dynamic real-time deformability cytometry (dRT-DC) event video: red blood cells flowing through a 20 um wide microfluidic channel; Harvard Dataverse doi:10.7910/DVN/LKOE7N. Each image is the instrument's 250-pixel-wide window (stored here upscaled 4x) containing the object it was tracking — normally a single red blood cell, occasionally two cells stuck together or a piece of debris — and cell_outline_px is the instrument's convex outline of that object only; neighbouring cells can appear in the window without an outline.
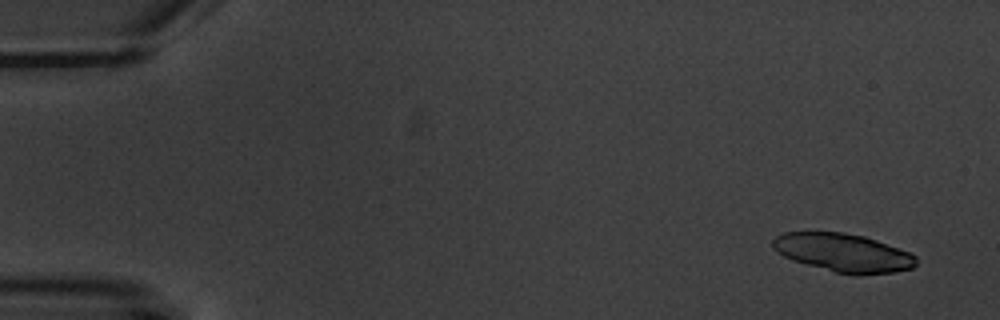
{"species": "common noctule bat (a hibernating species)", "species_latin": "Nyctalus noctula", "temperature_condition": "warm", "stored_images_in_passage": 7, "camera_frame_rate_fps": 3000, "um_per_image_px": 0.085, "animal": {"sex": "male", "body_mass_g": 20.1, "forearm_length_mm": 53.5}, "frame": {"image": 1, "passage_image": 1, "time_ms": 0.0, "image_size_px": [1000, 320], "cell_outline_px": [[916, 264], [912, 268], [892, 272], [856, 276], [852, 276], [836, 272], [792, 260], [776, 252], [772, 248], [772, 240], [776, 236], [784, 232], [844, 232], [864, 236], [876, 240], [908, 252], [916, 256]], "centroid_in_image_um": [71.65, 21.48], "position_along_channel_um": 13.4, "area_um2": 32.02}}